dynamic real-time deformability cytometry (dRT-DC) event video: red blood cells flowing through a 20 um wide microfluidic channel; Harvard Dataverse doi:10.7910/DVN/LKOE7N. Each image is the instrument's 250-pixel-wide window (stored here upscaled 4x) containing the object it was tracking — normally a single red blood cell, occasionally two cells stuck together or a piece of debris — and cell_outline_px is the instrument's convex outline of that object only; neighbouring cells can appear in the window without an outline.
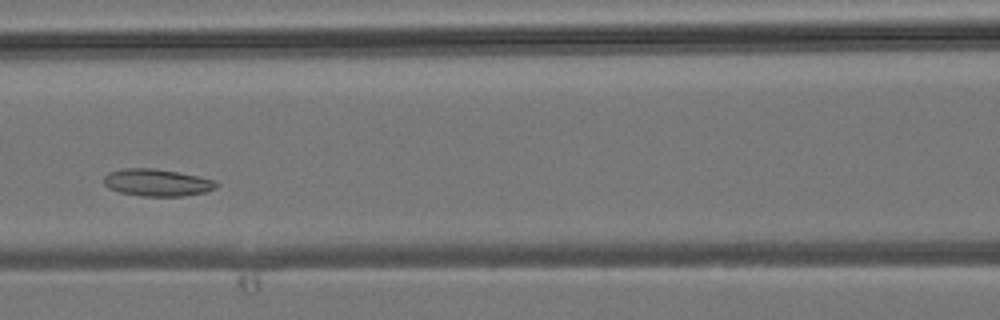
{"species": "common noctule bat (a hibernating species)", "species_latin": "Nyctalus noctula", "temperature_condition": "room temperature", "stored_images_in_passage": 34, "camera_frame_rate_fps": 3000, "um_per_image_px": 0.085, "animal": {"sex": "male", "body_mass_g": 19.2, "forearm_length_mm": 51.8}, "frame": {"image": 1, "passage_image": 14, "time_ms": 4.333, "image_size_px": [1000, 320], "cell_outline_px": [[220, 184], [216, 188], [204, 192], [184, 196], [140, 196], [120, 192], [108, 188], [104, 184], [104, 176], [108, 172], [124, 168], [152, 168], [176, 172], [216, 180]], "centroid_in_image_um": [13.34, 15.52], "position_along_channel_um": 153.3, "area_um2": 17.8}}
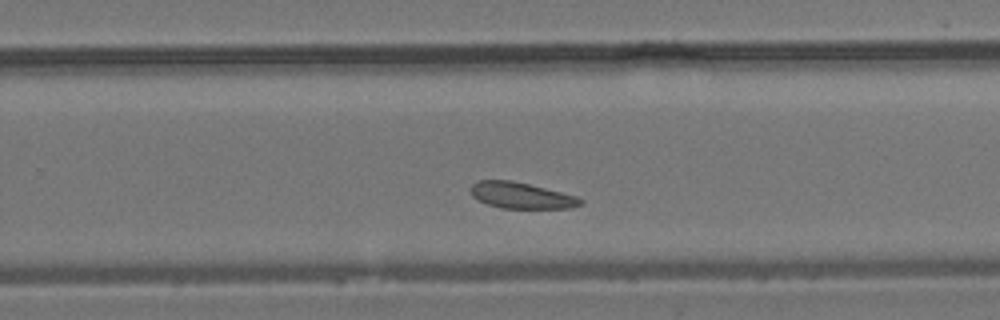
{"frame": {"image": 2, "passage_image": 23, "time_ms": 7.333, "image_size_px": [1000, 320], "cell_outline_px": [[584, 204], [568, 208], [500, 208], [488, 204], [472, 196], [468, 188], [476, 180], [512, 180], [576, 196], [584, 200]], "centroid_in_image_um": [44.27, 16.61], "position_along_channel_um": 285.5, "area_um2": 16.7}}
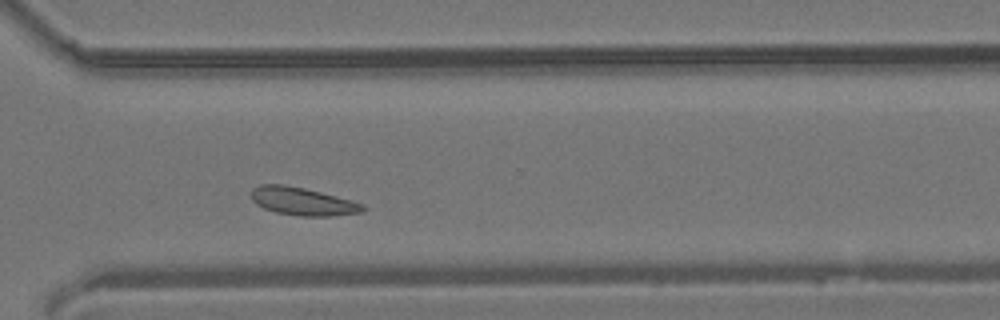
{"frame": {"image": 3, "passage_image": 27, "time_ms": 8.667, "image_size_px": [1000, 320], "cell_outline_px": [[368, 208], [364, 212], [332, 216], [296, 216], [276, 212], [264, 208], [256, 204], [252, 200], [252, 188], [260, 184], [284, 184], [304, 188], [320, 192], [364, 204]], "centroid_in_image_um": [25.73, 17.12], "position_along_channel_um": 344.9, "area_um2": 18.21}}